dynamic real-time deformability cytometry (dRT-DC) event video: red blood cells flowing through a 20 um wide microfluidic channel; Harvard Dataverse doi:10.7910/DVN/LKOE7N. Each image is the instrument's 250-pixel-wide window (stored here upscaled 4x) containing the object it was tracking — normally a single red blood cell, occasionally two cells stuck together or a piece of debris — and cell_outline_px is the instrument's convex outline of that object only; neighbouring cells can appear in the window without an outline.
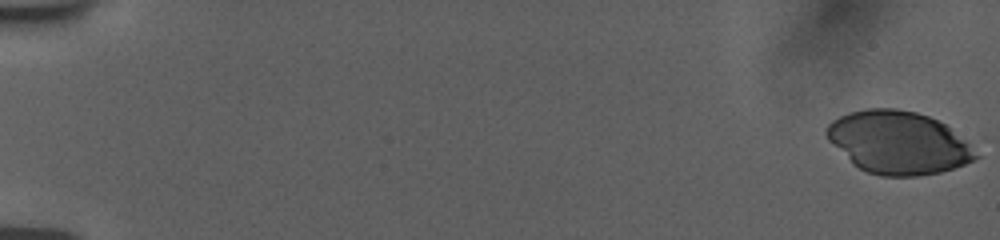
{"species": "human", "species_latin": "Homo sapiens", "temperature_condition": "room temperature", "stored_images_in_passage": 20, "camera_frame_rate_fps": 3000, "um_per_image_px": 0.085, "donor": {"sex": "female"}, "frame": {"image": 1, "passage_image": 1, "time_ms": 0.0, "image_size_px": [1000, 240], "cell_outline_px": [[980, 156], [964, 164], [940, 172], [916, 176], [880, 176], [868, 172], [852, 164], [828, 140], [824, 132], [828, 124], [832, 120], [848, 112], [868, 108], [896, 108], [916, 112], [928, 116], [944, 124], [964, 140]], "centroid_in_image_um": [76.29, 12.11], "position_along_channel_um": 8.7, "area_um2": 54.16}}
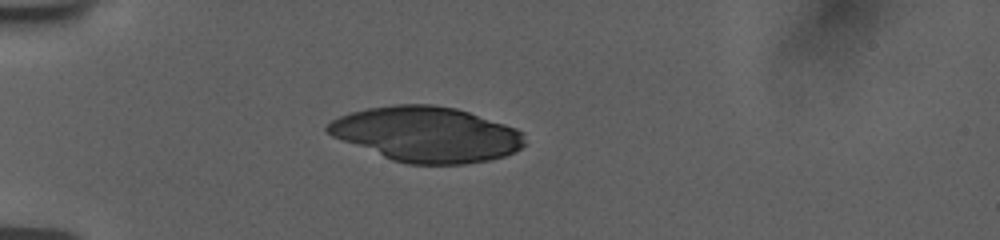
{"frame": {"image": 2, "passage_image": 12, "time_ms": 5.333, "image_size_px": [1000, 240], "cell_outline_px": [[528, 144], [504, 156], [488, 160], [464, 164], [408, 164], [392, 160], [332, 136], [324, 128], [332, 120], [340, 116], [352, 112], [368, 108], [396, 104], [432, 104], [456, 108], [516, 128], [524, 132]], "centroid_in_image_um": [36.29, 11.41], "position_along_channel_um": 48.7, "area_um2": 63.12}}